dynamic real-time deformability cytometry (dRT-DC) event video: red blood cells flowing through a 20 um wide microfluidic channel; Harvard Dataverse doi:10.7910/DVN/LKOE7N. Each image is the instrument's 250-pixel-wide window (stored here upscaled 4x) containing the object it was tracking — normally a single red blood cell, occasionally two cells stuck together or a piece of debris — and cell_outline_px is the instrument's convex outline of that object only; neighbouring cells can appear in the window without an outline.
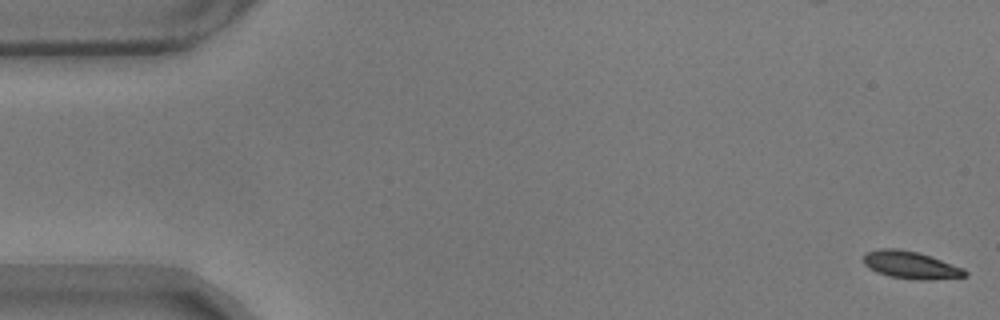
{"species": "common noctule bat (a hibernating species)", "species_latin": "Nyctalus noctula", "temperature_condition": "warm", "stored_images_in_passage": 57, "camera_frame_rate_fps": 3000, "um_per_image_px": 0.085, "animal": {"sex": "male", "body_mass_g": 17.9}, "frame": {"image": 1, "passage_image": 1, "time_ms": 0.0, "image_size_px": [1000, 320], "cell_outline_px": [[968, 276], [928, 280], [916, 280], [888, 276], [876, 272], [868, 268], [864, 264], [864, 256], [868, 252], [880, 248], [896, 248], [916, 252], [964, 268], [968, 272]], "centroid_in_image_um": [77.4, 22.54], "position_along_channel_um": 7.6, "area_um2": 16.13}}
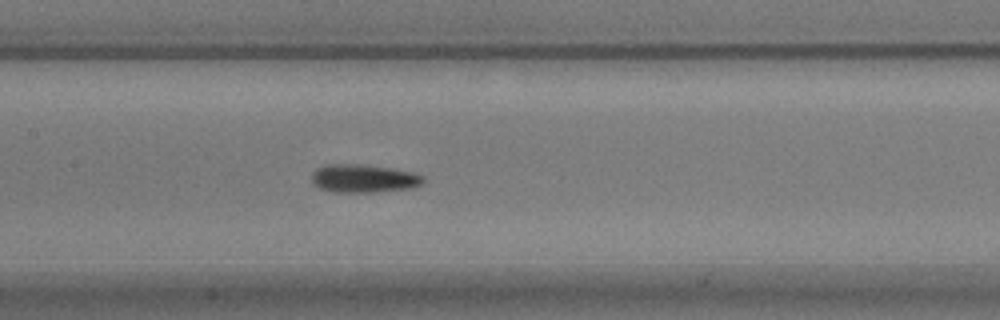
{"frame": {"image": 2, "passage_image": 27, "time_ms": 8.667, "image_size_px": [1000, 320], "cell_outline_px": [[424, 180], [420, 184], [412, 188], [376, 192], [332, 192], [320, 188], [312, 184], [312, 172], [316, 168], [328, 164], [364, 164], [392, 168], [416, 172], [424, 176]], "centroid_in_image_um": [30.91, 15.16], "position_along_channel_um": 176.5, "area_um2": 18.61}}
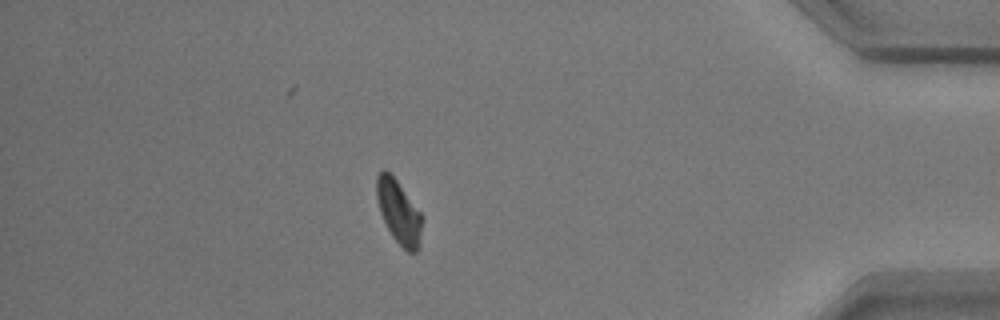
{"frame": {"image": 3, "passage_image": 50, "time_ms": 16.333, "image_size_px": [1000, 320], "cell_outline_px": [[420, 244], [416, 252], [408, 252], [392, 236], [380, 212], [376, 196], [376, 176], [384, 168], [396, 180], [420, 212]], "centroid_in_image_um": [33.86, 18.0], "position_along_channel_um": 401.3, "area_um2": 16.24}, "authors_computed_cell_mechanics": {"area_um2": 16.8198, "velocity_mm_per_s": 3.5019, "shape_relaxation_time_tau1_ms": 3.7741, "shape_relaxation_time_tau2_ms": 4.6518, "deformation_change_tau1": 0.106, "deformation_change_tau2": 0.0849}}